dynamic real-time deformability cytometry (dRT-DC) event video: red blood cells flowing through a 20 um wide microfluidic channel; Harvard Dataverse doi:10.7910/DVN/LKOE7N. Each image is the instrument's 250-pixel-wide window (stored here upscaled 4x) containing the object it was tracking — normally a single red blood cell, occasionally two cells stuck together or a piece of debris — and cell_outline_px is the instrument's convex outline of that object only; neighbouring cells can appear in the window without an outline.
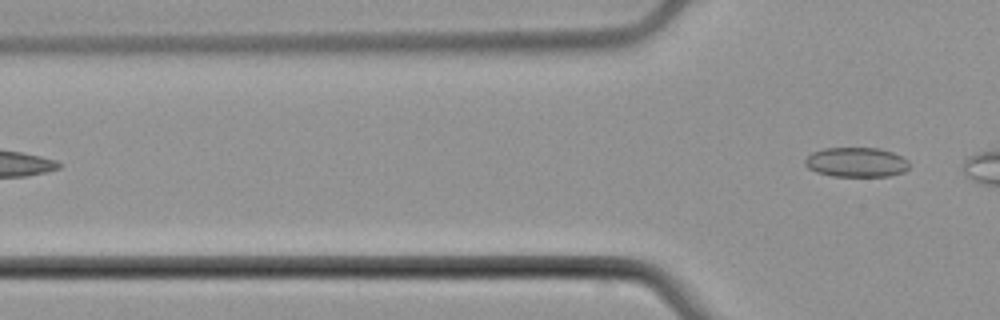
{"species": "common noctule bat (a hibernating species)", "species_latin": "Nyctalus noctula", "temperature_condition": "cold", "stored_images_in_passage": 4, "camera_frame_rate_fps": 3000, "um_per_image_px": 0.085, "animal": {"sex": "male", "body_mass_g": 21.5, "forearm_length_mm": 52.0}, "frame": {"image": 1, "passage_image": 4, "time_ms": 3.667, "image_size_px": [1000, 320], "cell_outline_px": [[908, 168], [904, 172], [888, 176], [832, 176], [816, 172], [808, 168], [804, 164], [804, 160], [812, 152], [824, 148], [880, 148], [892, 152], [908, 160]], "centroid_in_image_um": [72.77, 13.79], "position_along_channel_um": 53.0, "area_um2": 18.03}}